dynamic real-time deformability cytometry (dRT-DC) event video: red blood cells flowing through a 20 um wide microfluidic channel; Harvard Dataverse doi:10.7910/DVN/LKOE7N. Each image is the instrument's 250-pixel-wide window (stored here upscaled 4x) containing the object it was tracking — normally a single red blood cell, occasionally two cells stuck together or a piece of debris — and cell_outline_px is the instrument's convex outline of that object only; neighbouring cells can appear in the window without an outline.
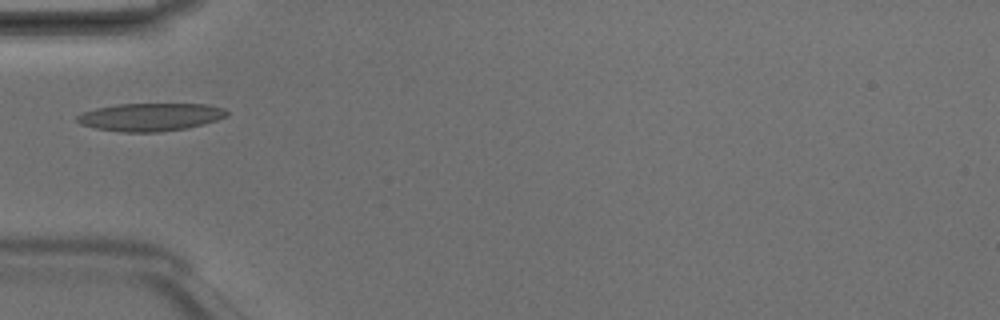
{"species": "Egyptian fruit bat (a non-hibernating species)", "species_latin": "Rousettus aegyptiacus", "temperature_condition": "room temperature", "stored_images_in_passage": 3, "camera_frame_rate_fps": 3000, "um_per_image_px": 0.085, "animal": {"sex": "male"}, "frame": {"image": 1, "passage_image": 3, "time_ms": 0.667, "image_size_px": [1000, 320], "cell_outline_px": [[228, 116], [204, 124], [188, 128], [160, 132], [120, 132], [96, 128], [80, 124], [76, 120], [76, 116], [84, 112], [96, 108], [120, 104], [208, 104], [224, 108], [228, 112]], "centroid_in_image_um": [12.81, 9.95], "position_along_channel_um": 72.2, "area_um2": 24.39}}